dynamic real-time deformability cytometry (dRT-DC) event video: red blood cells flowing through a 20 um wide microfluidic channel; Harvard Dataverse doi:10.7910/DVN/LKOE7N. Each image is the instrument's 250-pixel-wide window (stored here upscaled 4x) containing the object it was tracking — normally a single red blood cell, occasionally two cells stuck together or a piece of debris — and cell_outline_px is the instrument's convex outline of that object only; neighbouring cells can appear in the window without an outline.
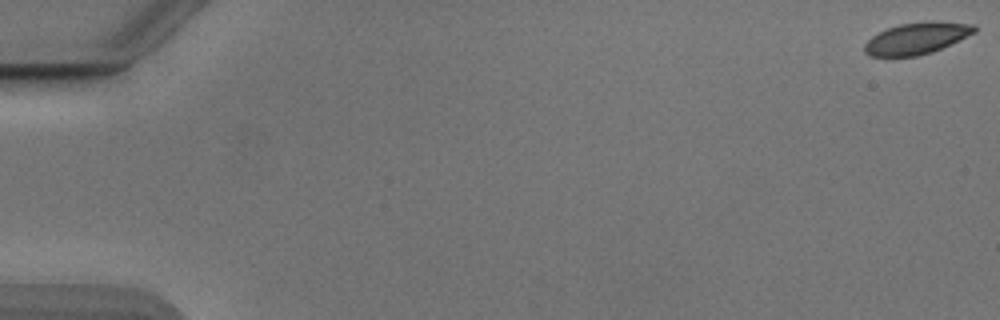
{"species": "Egyptian fruit bat (a non-hibernating species)", "species_latin": "Rousettus aegyptiacus", "temperature_condition": "cold", "stored_images_in_passage": 54, "camera_frame_rate_fps": 3000, "um_per_image_px": 0.085, "animal": {"sex": "male"}, "frame": {"image": 1, "passage_image": 1, "time_ms": 0.0, "image_size_px": [1000, 320], "cell_outline_px": [[976, 32], [932, 52], [916, 56], [872, 56], [864, 52], [864, 44], [872, 36], [888, 28], [900, 24], [972, 24], [976, 28]], "centroid_in_image_um": [77.83, 3.32], "position_along_channel_um": 7.2, "area_um2": 19.02}}
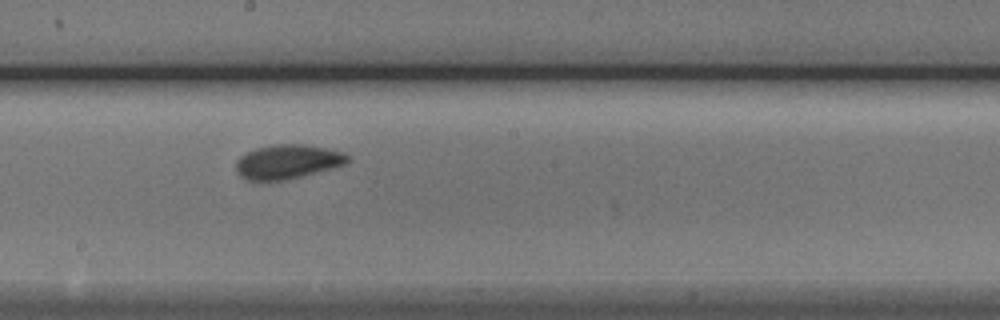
{"frame": {"image": 2, "passage_image": 31, "time_ms": 10.0, "image_size_px": [1000, 320], "cell_outline_px": [[352, 160], [348, 164], [300, 176], [280, 180], [248, 180], [240, 176], [236, 168], [236, 160], [240, 156], [256, 148], [276, 144], [304, 144], [328, 148], [344, 152]], "centroid_in_image_um": [24.49, 13.73], "position_along_channel_um": 223.7, "area_um2": 22.2}}
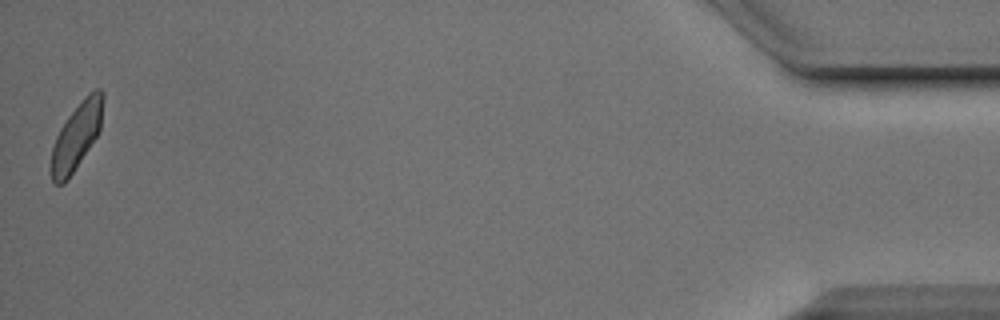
{"frame": {"image": 3, "passage_image": 54, "time_ms": 17.667, "image_size_px": [1000, 320], "cell_outline_px": [[104, 100], [100, 128], [96, 136], [64, 184], [56, 184], [52, 180], [48, 168], [52, 148], [56, 136], [60, 128], [68, 116], [84, 96], [88, 92], [96, 88], [100, 88], [104, 92]], "centroid_in_image_um": [6.47, 11.54], "position_along_channel_um": 428.7, "area_um2": 20.17}, "authors_computed_cell_mechanics": {"area_um2": 20.7213, "velocity_mm_per_s": 3.8574, "shape_relaxation_time_tau1_ms": 2.7403, "shape_relaxation_time_tau2_ms": 2.1111, "deformation_change_tau1": 0.0942, "deformation_change_tau2": 0.0525}}